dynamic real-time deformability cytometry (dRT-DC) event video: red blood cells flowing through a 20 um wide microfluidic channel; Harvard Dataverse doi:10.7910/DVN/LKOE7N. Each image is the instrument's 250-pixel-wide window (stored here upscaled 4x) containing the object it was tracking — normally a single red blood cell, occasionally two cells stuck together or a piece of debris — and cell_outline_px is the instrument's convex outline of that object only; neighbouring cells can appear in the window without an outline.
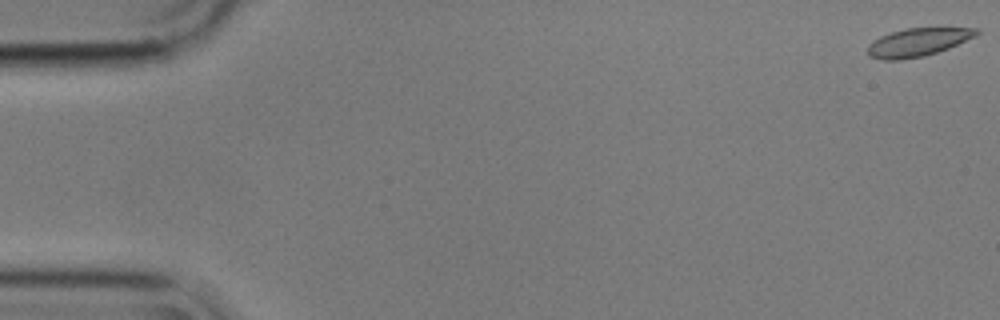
{"species": "common noctule bat (a hibernating species)", "species_latin": "Nyctalus noctula", "temperature_condition": "cold", "stored_images_in_passage": 6, "segment_of_instrument_passage": [1, 2], "camera_frame_rate_fps": 3000, "um_per_image_px": 0.085, "animal": {"sex": "male", "body_mass_g": 17.9}, "frame": {"image": 1, "passage_image": 1, "time_ms": 0.0, "image_size_px": [1000, 320], "cell_outline_px": [[980, 32], [976, 36], [948, 48], [924, 56], [900, 60], [884, 60], [868, 56], [868, 44], [872, 40], [880, 36], [904, 28], [980, 28]], "centroid_in_image_um": [77.99, 3.59], "position_along_channel_um": 7.0, "area_um2": 17.86}}
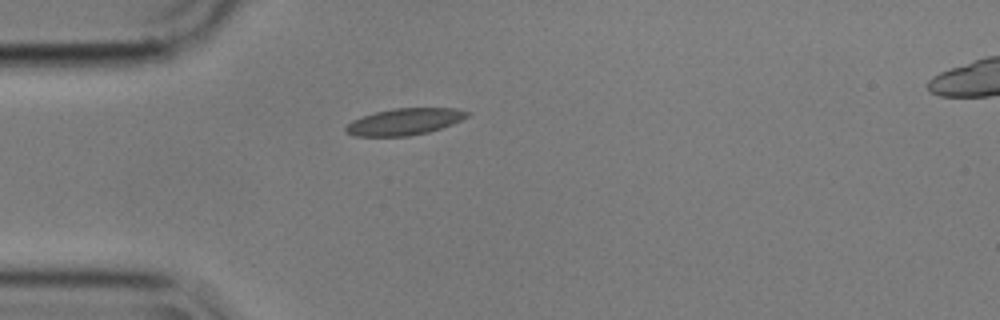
{"frame": {"image": 2, "passage_image": 5, "time_ms": 1.333, "image_size_px": [1000, 320], "cell_outline_px": [[472, 112], [468, 116], [452, 124], [428, 132], [408, 136], [356, 136], [344, 132], [344, 128], [352, 120], [376, 112], [392, 108], [456, 108]], "centroid_in_image_um": [34.38, 10.34], "position_along_channel_um": 50.6, "area_um2": 18.79}}